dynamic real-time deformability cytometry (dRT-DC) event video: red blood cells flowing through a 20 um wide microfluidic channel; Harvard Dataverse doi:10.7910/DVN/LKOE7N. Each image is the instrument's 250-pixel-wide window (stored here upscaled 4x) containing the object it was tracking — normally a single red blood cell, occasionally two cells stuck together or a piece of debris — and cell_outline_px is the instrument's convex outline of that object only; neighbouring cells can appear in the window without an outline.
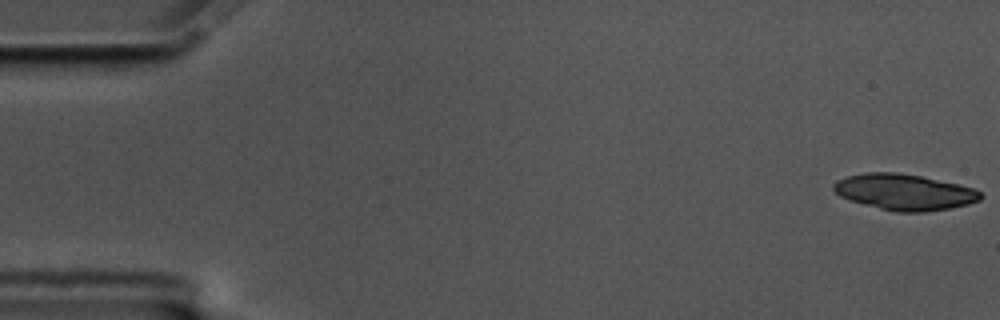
{"species": "common noctule bat (a hibernating species)", "species_latin": "Nyctalus noctula", "temperature_condition": "cold", "stored_images_in_passage": 56, "camera_frame_rate_fps": 3000, "um_per_image_px": 0.085, "animal": {"sex": "male", "body_mass_g": 17.5, "forearm_length_mm": 52.3}, "frame": {"image": 1, "passage_image": 1, "time_ms": 0.0, "image_size_px": [1000, 320], "cell_outline_px": [[984, 196], [980, 200], [968, 204], [952, 208], [924, 212], [896, 212], [880, 208], [852, 200], [840, 196], [832, 188], [832, 184], [836, 180], [848, 176], [864, 172], [896, 172], [924, 176], [960, 184], [972, 188], [980, 192]], "centroid_in_image_um": [76.9, 16.31], "position_along_channel_um": 8.1, "area_um2": 30.92}}
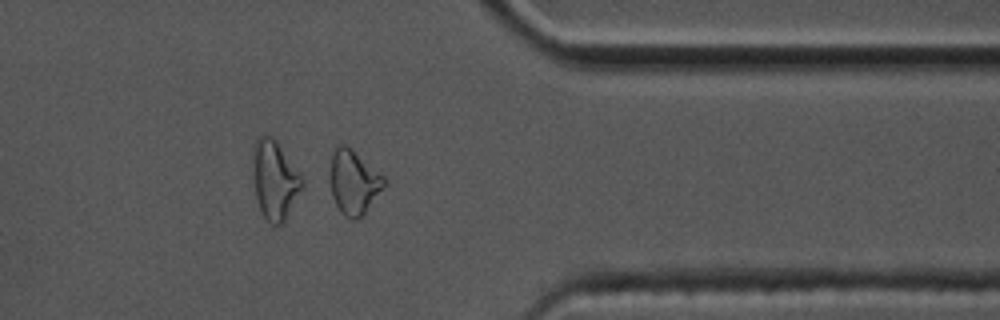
{"frame": {"image": 2, "passage_image": 46, "time_ms": 15.0, "image_size_px": [1000, 320], "cell_outline_px": [[388, 184], [364, 212], [356, 220], [348, 220], [340, 212], [332, 196], [328, 180], [332, 152], [336, 144], [344, 144], [352, 148], [384, 176], [388, 180]], "centroid_in_image_um": [30.05, 15.46], "position_along_channel_um": 381.4, "area_um2": 20.81}, "authors_computed_cell_mechanics": {"area_um2": 20.4323, "velocity_mm_per_s": 3.5037, "shape_relaxation_time_tau1_ms": 4.5275, "shape_relaxation_time_tau2_ms": 5.5316, "deformation_change_tau1": 0.1326, "deformation_change_tau2": 0.1447}}